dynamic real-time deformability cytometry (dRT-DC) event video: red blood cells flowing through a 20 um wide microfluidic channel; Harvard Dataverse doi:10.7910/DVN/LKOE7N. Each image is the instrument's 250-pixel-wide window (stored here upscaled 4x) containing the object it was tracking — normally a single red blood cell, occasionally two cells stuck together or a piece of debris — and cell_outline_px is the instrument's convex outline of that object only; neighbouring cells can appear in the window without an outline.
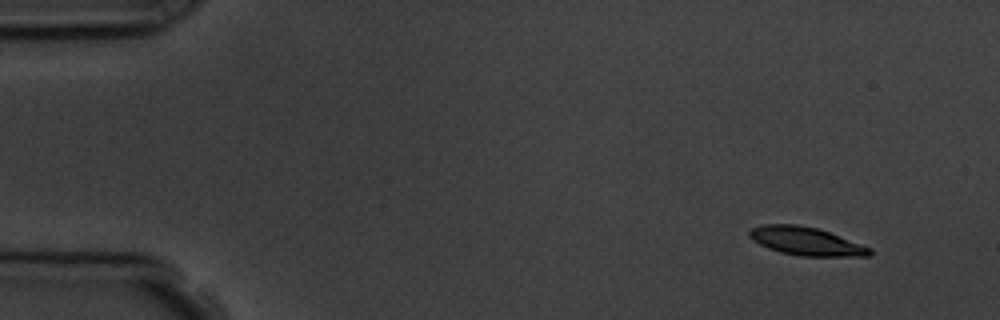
{"species": "common noctule bat (a hibernating species)", "species_latin": "Nyctalus noctula", "temperature_condition": "room temperature", "stored_images_in_passage": 5, "camera_frame_rate_fps": 3000, "um_per_image_px": 0.085, "animal": {"sex": "male", "body_mass_g": 19.5, "forearm_length_mm": 54.6}, "frame": {"image": 1, "passage_image": 1, "time_ms": 0.0, "image_size_px": [1000, 320], "cell_outline_px": [[872, 256], [800, 256], [780, 252], [768, 248], [752, 240], [748, 236], [748, 232], [752, 228], [764, 224], [796, 224], [816, 228], [828, 232], [872, 248]], "centroid_in_image_um": [68.5, 20.51], "position_along_channel_um": 16.5, "area_um2": 19.71}}
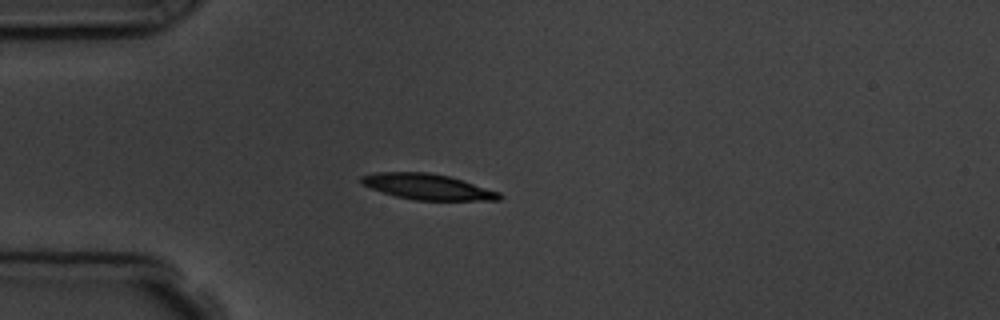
{"frame": {"image": 2, "passage_image": 4, "time_ms": 3.333, "image_size_px": [1000, 320], "cell_outline_px": [[504, 196], [500, 200], [416, 200], [396, 196], [372, 188], [364, 184], [360, 180], [360, 176], [376, 172], [428, 172], [448, 176], [500, 192]], "centroid_in_image_um": [36.37, 15.87], "position_along_channel_um": 48.6, "area_um2": 20.4}}